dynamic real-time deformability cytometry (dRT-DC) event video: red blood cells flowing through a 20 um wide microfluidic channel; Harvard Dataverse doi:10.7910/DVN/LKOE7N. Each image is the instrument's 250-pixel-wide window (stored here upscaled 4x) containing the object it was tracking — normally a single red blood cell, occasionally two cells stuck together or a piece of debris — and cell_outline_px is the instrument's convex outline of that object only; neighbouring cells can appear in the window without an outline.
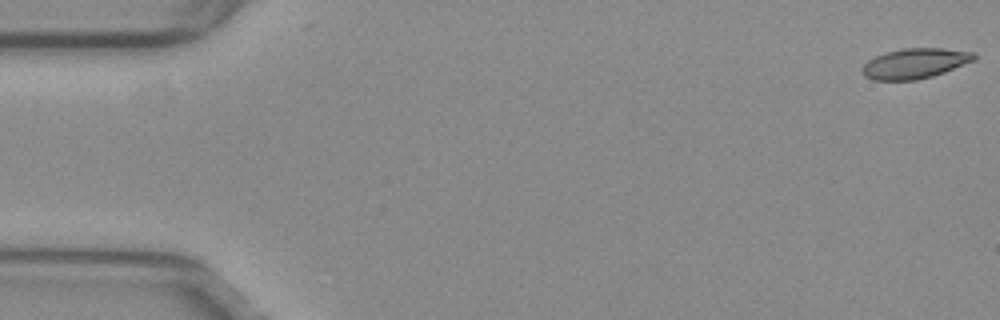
{"species": "common noctule bat (a hibernating species)", "species_latin": "Nyctalus noctula", "temperature_condition": "warm", "stored_images_in_passage": 11, "camera_frame_rate_fps": 3000, "um_per_image_px": 0.085, "animal": {"sex": "female", "body_mass_g": 29.2, "forearm_length_mm": 56.3}, "frame": {"image": 1, "passage_image": 1, "time_ms": 0.0, "image_size_px": [1000, 320], "cell_outline_px": [[976, 60], [944, 72], [932, 76], [916, 80], [872, 80], [864, 76], [860, 72], [860, 68], [868, 60], [884, 52], [904, 48], [940, 48], [972, 52], [976, 56]], "centroid_in_image_um": [77.72, 5.39], "position_along_channel_um": 7.3, "area_um2": 19.77}}